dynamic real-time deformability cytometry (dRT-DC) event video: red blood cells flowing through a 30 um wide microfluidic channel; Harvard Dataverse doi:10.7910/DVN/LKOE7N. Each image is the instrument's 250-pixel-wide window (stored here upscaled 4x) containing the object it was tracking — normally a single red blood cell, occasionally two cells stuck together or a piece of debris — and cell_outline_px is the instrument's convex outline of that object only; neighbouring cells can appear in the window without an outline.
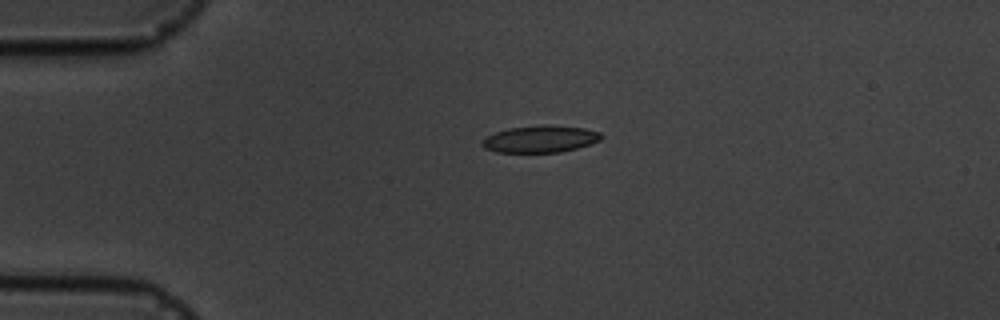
{"species": "common noctule bat (a hibernating species)", "species_latin": "Nyctalus noctula", "temperature_condition": "cold", "stored_images_in_passage": 2, "camera_frame_rate_fps": 3000, "um_per_image_px": 0.085, "animal": {"sex": "male", "body_mass_g": 19.5, "forearm_length_mm": 54.6}, "frame": {"image": 1, "passage_image": 2, "time_ms": 2.0, "image_size_px": [1000, 320], "cell_outline_px": [[604, 136], [600, 140], [576, 148], [560, 152], [496, 152], [484, 148], [480, 144], [488, 136], [496, 132], [508, 128], [584, 128], [600, 132]], "centroid_in_image_um": [45.9, 11.87], "position_along_channel_um": 39.1, "area_um2": 17.51}}